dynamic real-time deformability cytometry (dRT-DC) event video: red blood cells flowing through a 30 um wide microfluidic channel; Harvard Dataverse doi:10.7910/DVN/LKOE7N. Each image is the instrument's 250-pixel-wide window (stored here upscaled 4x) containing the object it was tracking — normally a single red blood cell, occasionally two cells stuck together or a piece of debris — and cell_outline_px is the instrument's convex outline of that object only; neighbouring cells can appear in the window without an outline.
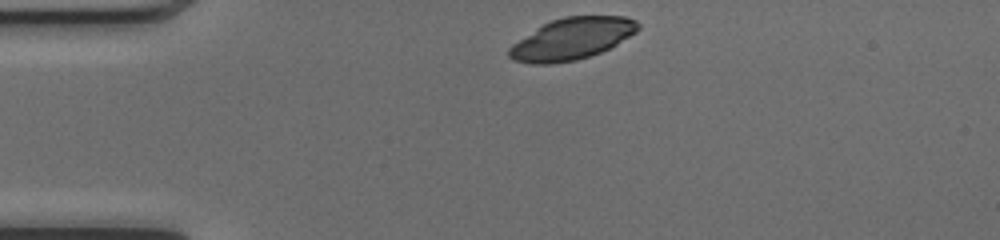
{"species": "common noctule bat (a hibernating species)", "species_latin": "Nyctalus noctula", "temperature_condition": "cold", "stored_images_in_passage": 40, "camera_frame_rate_fps": 3000, "um_per_image_px": 0.085, "animal": {"sex": "female", "body_mass_g": 17.0, "forearm_length_mm": 48.0}, "frame": {"image": 1, "passage_image": 1, "time_ms": 0.0, "image_size_px": [1000, 240], "cell_outline_px": [[640, 28], [636, 32], [616, 44], [600, 52], [576, 60], [548, 64], [532, 64], [512, 60], [508, 56], [508, 48], [512, 44], [544, 24], [552, 20], [564, 16], [624, 16], [636, 20], [640, 24]], "centroid_in_image_um": [48.61, 3.3], "position_along_channel_um": 36.4, "area_um2": 31.04}}